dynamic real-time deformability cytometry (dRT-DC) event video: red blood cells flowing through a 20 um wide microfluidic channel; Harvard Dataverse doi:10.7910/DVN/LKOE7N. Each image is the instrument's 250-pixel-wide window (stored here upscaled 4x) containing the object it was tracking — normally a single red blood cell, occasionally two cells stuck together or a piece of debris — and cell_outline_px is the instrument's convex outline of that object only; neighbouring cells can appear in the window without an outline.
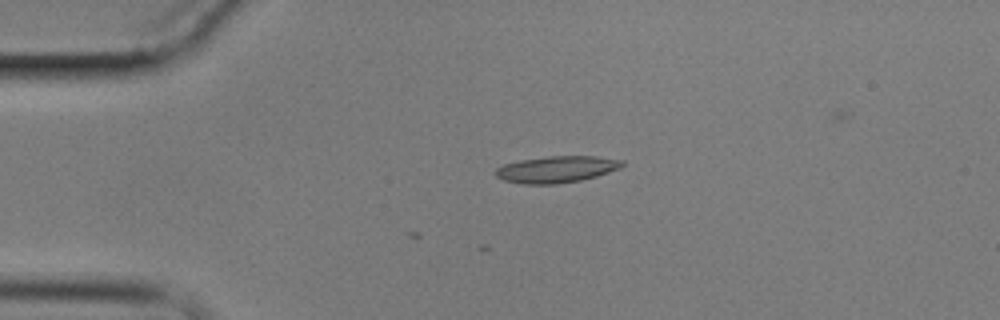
{"species": "common noctule bat (a hibernating species)", "species_latin": "Nyctalus noctula", "temperature_condition": "cold", "stored_images_in_passage": 2, "camera_frame_rate_fps": 3000, "um_per_image_px": 0.085, "animal": {"sex": "male", "body_mass_g": 17.9}, "frame": {"image": 1, "passage_image": 1, "time_ms": 0.0, "image_size_px": [1000, 320], "cell_outline_px": [[624, 164], [620, 168], [596, 176], [580, 180], [556, 184], [520, 184], [504, 180], [496, 176], [496, 168], [504, 164], [520, 160], [548, 156], [596, 156], [624, 160]], "centroid_in_image_um": [47.31, 14.39], "position_along_channel_um": 37.7, "area_um2": 19.59}}